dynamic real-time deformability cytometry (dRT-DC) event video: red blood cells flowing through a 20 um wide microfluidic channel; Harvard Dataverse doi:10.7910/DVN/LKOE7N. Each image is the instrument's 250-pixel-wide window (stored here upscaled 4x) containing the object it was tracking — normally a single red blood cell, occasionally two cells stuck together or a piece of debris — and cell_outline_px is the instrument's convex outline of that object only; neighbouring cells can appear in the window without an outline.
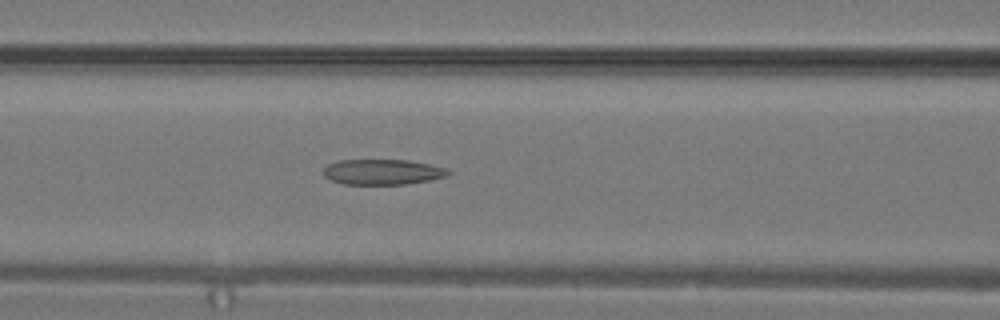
{"species": "common noctule bat (a hibernating species)", "species_latin": "Nyctalus noctula", "temperature_condition": "warm", "stored_images_in_passage": 9, "camera_frame_rate_fps": 3000, "um_per_image_px": 0.085, "animal": {"sex": "male", "body_mass_g": 19.2, "forearm_length_mm": 51.8}, "frame": {"image": 1, "passage_image": 7, "time_ms": 2.0, "image_size_px": [1000, 320], "cell_outline_px": [[452, 172], [448, 176], [408, 184], [344, 184], [332, 180], [324, 176], [324, 168], [328, 164], [340, 160], [408, 160], [428, 164], [444, 168]], "centroid_in_image_um": [32.52, 14.61], "position_along_channel_um": 134.1, "area_um2": 18.32}}
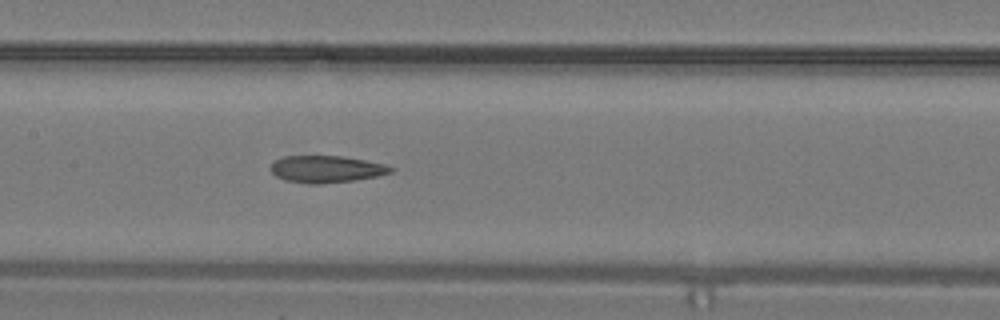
{"frame": {"image": 2, "passage_image": 9, "time_ms": 2.667, "image_size_px": [1000, 320], "cell_outline_px": [[396, 168], [392, 172], [376, 176], [356, 180], [320, 184], [312, 184], [288, 180], [276, 176], [272, 172], [272, 164], [276, 160], [284, 156], [340, 156], [364, 160], [384, 164]], "centroid_in_image_um": [27.78, 14.37], "position_along_channel_um": 179.6, "area_um2": 18.61}}